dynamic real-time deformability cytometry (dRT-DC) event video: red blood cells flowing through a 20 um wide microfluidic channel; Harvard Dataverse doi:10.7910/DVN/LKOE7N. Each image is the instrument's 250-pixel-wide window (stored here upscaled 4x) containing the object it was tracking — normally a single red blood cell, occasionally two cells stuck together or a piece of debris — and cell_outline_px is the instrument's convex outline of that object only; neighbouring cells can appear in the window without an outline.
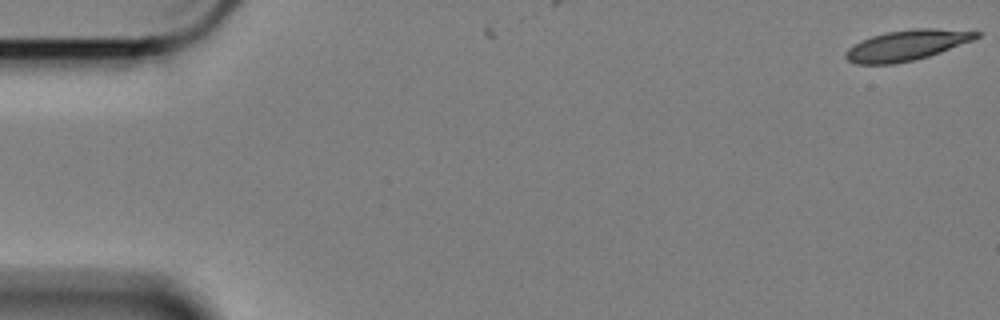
{"species": "Egyptian fruit bat (a non-hibernating species)", "species_latin": "Rousettus aegyptiacus", "temperature_condition": "cold", "stored_images_in_passage": 6, "camera_frame_rate_fps": 3000, "um_per_image_px": 0.085, "animal": {"sex": "female"}, "frame": {"image": 1, "passage_image": 1, "time_ms": 0.0, "image_size_px": [1000, 320], "cell_outline_px": [[984, 32], [980, 36], [972, 40], [940, 52], [928, 56], [912, 60], [892, 64], [856, 64], [848, 60], [844, 56], [844, 52], [848, 48], [860, 40], [872, 36], [888, 32], [912, 28], [936, 28]], "centroid_in_image_um": [77.05, 3.84], "position_along_channel_um": 7.9, "area_um2": 23.12}}